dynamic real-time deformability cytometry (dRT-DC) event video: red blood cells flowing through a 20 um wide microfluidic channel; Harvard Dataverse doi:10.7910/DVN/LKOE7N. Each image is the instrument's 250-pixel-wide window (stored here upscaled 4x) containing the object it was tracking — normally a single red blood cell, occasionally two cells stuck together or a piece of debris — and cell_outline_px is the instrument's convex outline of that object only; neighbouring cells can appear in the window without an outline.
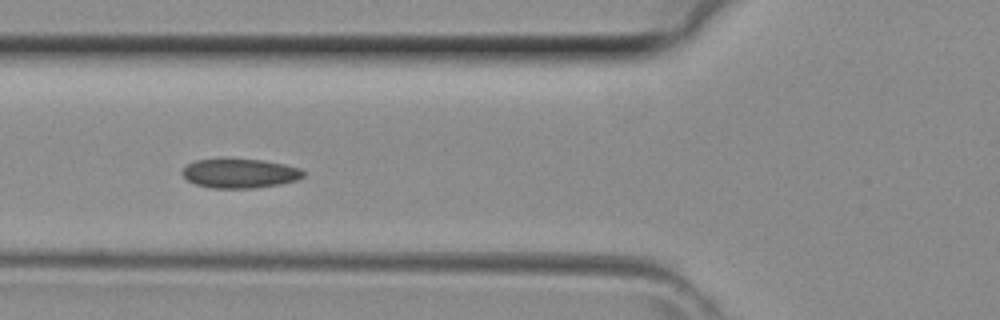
{"species": "common noctule bat (a hibernating species)", "species_latin": "Nyctalus noctula", "temperature_condition": "room temperature", "stored_images_in_passage": 37, "camera_frame_rate_fps": 3000, "um_per_image_px": 0.085, "animal": {"sex": "female", "body_mass_g": 29.2, "forearm_length_mm": 56.3}, "frame": {"image": 1, "passage_image": 9, "time_ms": 2.667, "image_size_px": [1000, 320], "cell_outline_px": [[304, 176], [296, 180], [280, 184], [256, 188], [212, 188], [196, 184], [188, 180], [180, 172], [188, 164], [196, 160], [224, 156], [264, 160], [284, 164], [300, 168], [304, 172]], "centroid_in_image_um": [20.36, 14.69], "position_along_channel_um": 105.4, "area_um2": 21.33}}
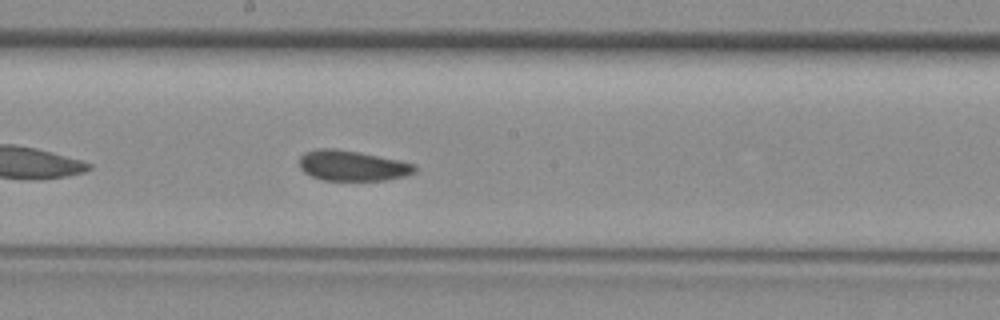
{"frame": {"image": 2, "passage_image": 16, "time_ms": 5.0, "image_size_px": [1000, 320], "cell_outline_px": [[416, 172], [404, 176], [384, 180], [320, 180], [304, 172], [300, 168], [300, 156], [304, 152], [316, 148], [336, 148], [360, 152], [400, 160], [416, 164]], "centroid_in_image_um": [29.94, 14.07], "position_along_channel_um": 218.3, "area_um2": 20.63}}
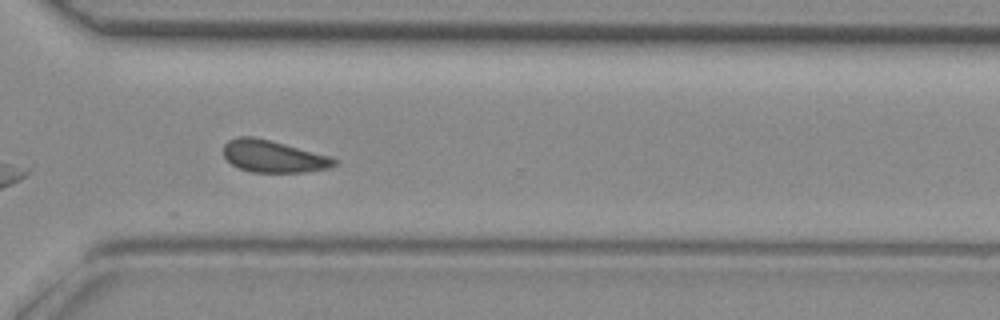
{"frame": {"image": 3, "passage_image": 24, "time_ms": 7.667, "image_size_px": [1000, 320], "cell_outline_px": [[336, 164], [328, 168], [304, 172], [252, 172], [240, 168], [232, 164], [224, 156], [224, 144], [228, 140], [236, 136], [252, 136], [332, 156], [336, 160]], "centroid_in_image_um": [23.22, 13.29], "position_along_channel_um": 347.4, "area_um2": 20.52}}